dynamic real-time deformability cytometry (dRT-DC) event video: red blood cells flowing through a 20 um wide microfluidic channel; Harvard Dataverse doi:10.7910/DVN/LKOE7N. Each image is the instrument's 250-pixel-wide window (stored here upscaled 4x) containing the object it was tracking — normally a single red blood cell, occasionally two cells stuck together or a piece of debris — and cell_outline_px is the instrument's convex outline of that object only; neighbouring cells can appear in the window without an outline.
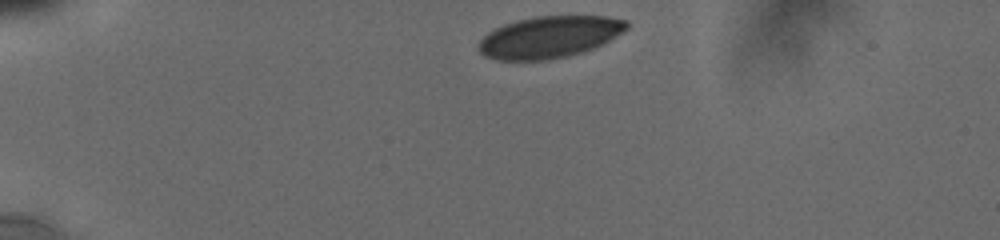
{"species": "human", "species_latin": "Homo sapiens", "temperature_condition": "cold", "stored_images_in_passage": 27, "camera_frame_rate_fps": 3000, "um_per_image_px": 0.085, "donor": {"sex": "male"}, "frame": {"image": 1, "passage_image": 1, "time_ms": 0.0, "image_size_px": [1000, 240], "cell_outline_px": [[628, 28], [604, 44], [596, 48], [584, 52], [568, 56], [548, 60], [496, 60], [484, 56], [476, 48], [476, 44], [488, 32], [504, 24], [516, 20], [536, 16], [608, 16], [628, 20]], "centroid_in_image_um": [46.7, 3.15], "position_along_channel_um": 38.3, "area_um2": 36.47}}
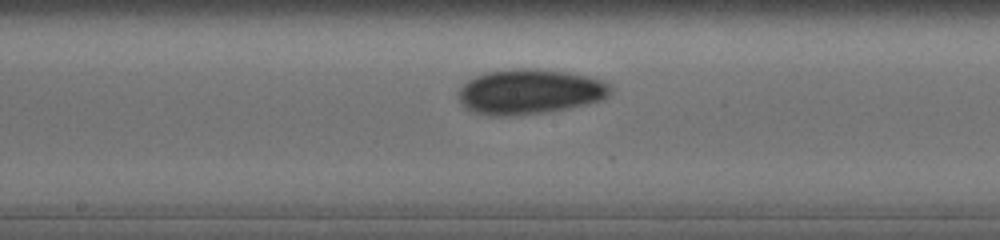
{"frame": {"image": 2, "passage_image": 12, "time_ms": 6.0, "image_size_px": [1000, 240], "cell_outline_px": [[612, 92], [604, 100], [588, 104], [568, 108], [544, 112], [508, 116], [488, 116], [464, 108], [460, 104], [456, 92], [468, 80], [484, 72], [512, 68], [536, 68], [568, 72], [588, 76], [612, 84]], "centroid_in_image_um": [45.02, 7.79], "position_along_channel_um": 203.2, "area_um2": 40.52}}
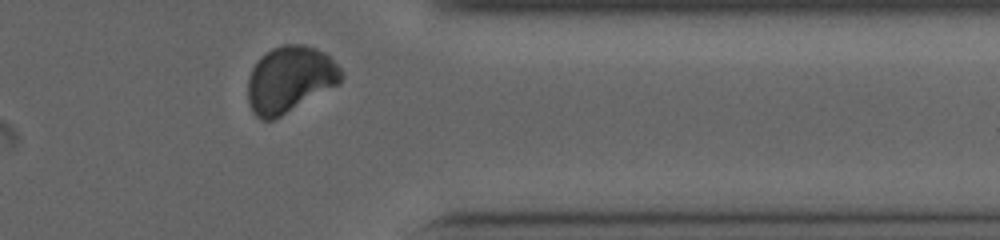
{"frame": {"image": 3, "passage_image": 24, "time_ms": 11.0, "image_size_px": [1000, 240], "cell_outline_px": [[344, 76], [340, 84], [280, 116], [272, 120], [260, 120], [252, 112], [248, 104], [248, 80], [252, 68], [260, 56], [272, 48], [284, 44], [304, 44], [316, 48], [324, 52], [344, 72]], "centroid_in_image_um": [24.64, 6.74], "position_along_channel_um": 386.8, "area_um2": 36.3}, "authors_computed_cell_mechanics": {"area_um2": 37.57, "velocity_mm_per_s": 3.79, "shape_relaxation_time_tau1_ms": 4.1698, "shape_relaxation_time_tau2_ms": 3.1544, "deformation_change_tau1": 0.0709, "deformation_change_tau2": 0.0409}}